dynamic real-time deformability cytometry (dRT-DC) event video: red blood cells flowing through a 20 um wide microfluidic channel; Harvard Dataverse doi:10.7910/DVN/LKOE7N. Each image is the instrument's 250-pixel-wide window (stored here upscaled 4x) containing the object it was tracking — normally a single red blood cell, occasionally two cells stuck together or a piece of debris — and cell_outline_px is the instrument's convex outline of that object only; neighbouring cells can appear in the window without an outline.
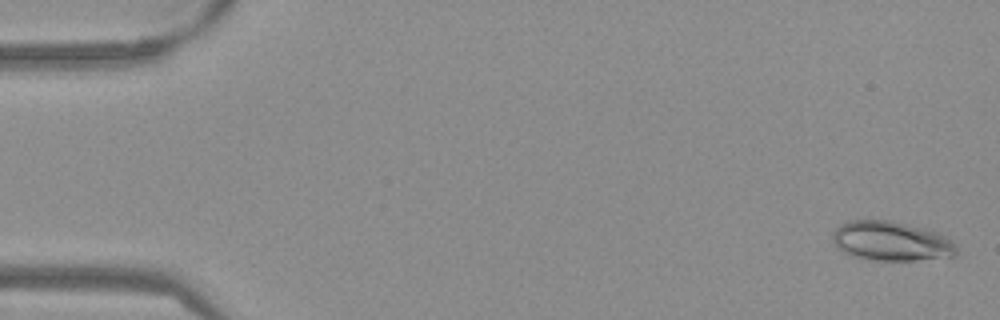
{"species": "Egyptian fruit bat (a non-hibernating species)", "species_latin": "Rousettus aegyptiacus", "temperature_condition": "warm", "stored_images_in_passage": 55, "camera_frame_rate_fps": 3000, "um_per_image_px": 0.085, "frame": {"image": 1, "passage_image": 2, "time_ms": 0.333, "image_size_px": [1000, 320], "cell_outline_px": [[956, 256], [916, 260], [872, 260], [856, 256], [844, 252], [832, 240], [832, 232], [840, 224], [852, 220], [892, 220], [936, 232], [952, 240], [956, 244]], "centroid_in_image_um": [75.76, 20.49], "position_along_channel_um": 9.2, "area_um2": 28.26}}
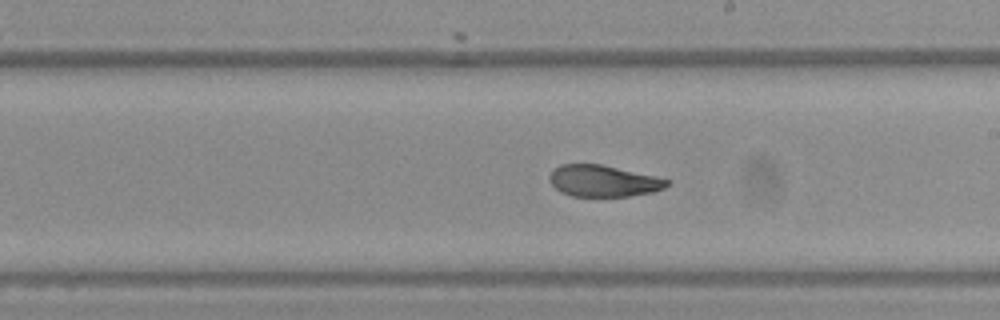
{"frame": {"image": 2, "passage_image": 31, "time_ms": 10.0, "image_size_px": [1000, 320], "cell_outline_px": [[668, 184], [664, 188], [652, 192], [628, 196], [572, 196], [560, 192], [548, 180], [548, 176], [560, 164], [600, 164], [652, 176], [668, 180]], "centroid_in_image_um": [51.21, 15.39], "position_along_channel_um": 237.8, "area_um2": 21.15}}
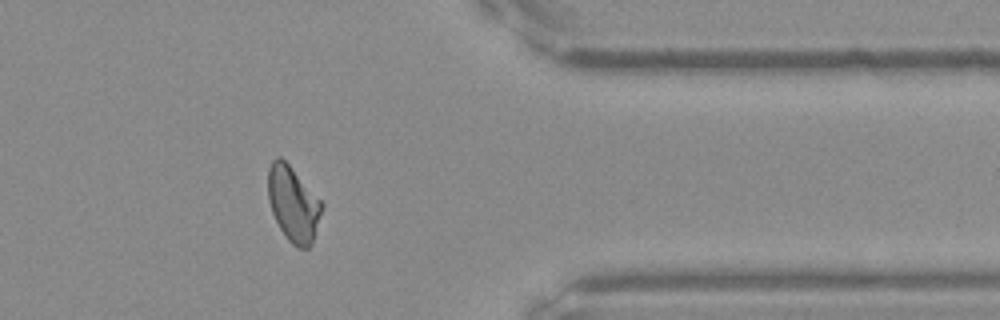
{"frame": {"image": 3, "passage_image": 44, "time_ms": 14.333, "image_size_px": [1000, 320], "cell_outline_px": [[324, 208], [312, 244], [308, 248], [300, 248], [292, 244], [288, 240], [280, 228], [272, 212], [268, 200], [268, 168], [272, 160], [276, 156], [280, 156], [288, 164], [324, 204]], "centroid_in_image_um": [24.93, 17.34], "position_along_channel_um": 386.5, "area_um2": 23.52}, "authors_computed_cell_mechanics": {"area_um2": 23.5246, "velocity_mm_per_s": 3.8104, "shape_relaxation_time_tau1_ms": 6.3017, "shape_relaxation_time_tau2_ms": 1.7781, "deformation_change_tau1": 0.1899, "deformation_change_tau2": 0.0613}}